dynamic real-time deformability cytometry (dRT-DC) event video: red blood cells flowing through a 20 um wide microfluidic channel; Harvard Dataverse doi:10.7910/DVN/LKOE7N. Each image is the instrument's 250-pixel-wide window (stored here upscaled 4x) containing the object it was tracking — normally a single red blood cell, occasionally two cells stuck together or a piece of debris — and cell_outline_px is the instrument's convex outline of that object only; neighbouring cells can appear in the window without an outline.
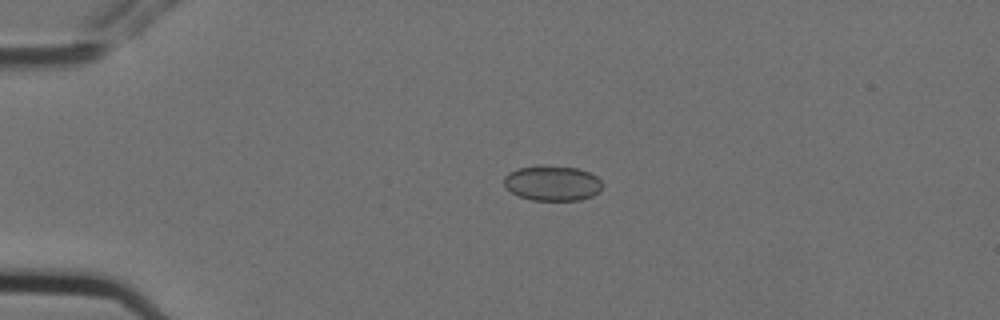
{"species": "Egyptian fruit bat (a non-hibernating species)", "species_latin": "Rousettus aegyptiacus", "temperature_condition": "cold", "stored_images_in_passage": 4, "camera_frame_rate_fps": 3000, "um_per_image_px": 0.085, "animal": {"sex": "female"}, "frame": {"image": 1, "passage_image": 3, "time_ms": 0.667, "image_size_px": [1000, 320], "cell_outline_px": [[604, 184], [600, 192], [592, 196], [580, 200], [532, 200], [520, 196], [512, 192], [504, 184], [504, 176], [508, 172], [520, 168], [540, 164], [576, 168], [588, 172], [596, 176]], "centroid_in_image_um": [46.97, 15.56], "position_along_channel_um": 38.0, "area_um2": 20.29}}